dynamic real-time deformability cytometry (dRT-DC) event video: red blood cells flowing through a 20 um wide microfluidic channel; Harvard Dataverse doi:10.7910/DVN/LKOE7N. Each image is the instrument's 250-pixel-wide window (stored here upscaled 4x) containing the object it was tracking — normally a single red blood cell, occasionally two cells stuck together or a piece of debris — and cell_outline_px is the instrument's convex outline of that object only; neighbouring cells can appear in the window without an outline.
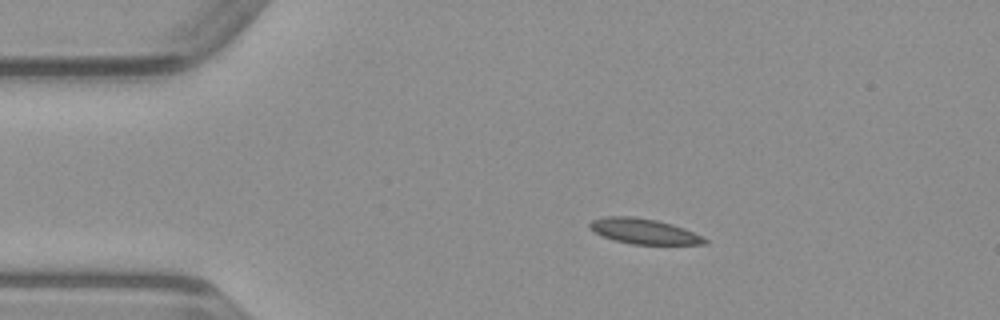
{"species": "common noctule bat (a hibernating species)", "species_latin": "Nyctalus noctula", "temperature_condition": "warm", "stored_images_in_passage": 41, "camera_frame_rate_fps": 3000, "um_per_image_px": 0.085, "animal": {"sex": "male", "body_mass_g": 23.1, "forearm_length_mm": 52.7}, "frame": {"image": 1, "passage_image": 1, "time_ms": 0.0, "image_size_px": [1000, 320], "cell_outline_px": [[708, 244], [632, 244], [616, 240], [604, 236], [588, 228], [588, 224], [592, 220], [604, 216], [632, 216], [656, 220], [672, 224], [684, 228], [704, 236], [708, 240]], "centroid_in_image_um": [54.76, 19.65], "position_along_channel_um": 30.2, "area_um2": 16.94}}
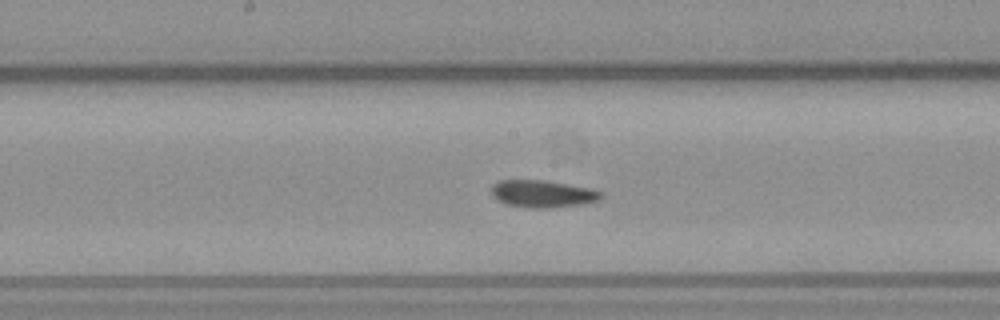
{"frame": {"image": 2, "passage_image": 17, "time_ms": 5.333, "image_size_px": [1000, 320], "cell_outline_px": [[604, 196], [600, 200], [584, 204], [548, 208], [528, 208], [508, 204], [492, 196], [492, 184], [500, 180], [540, 180], [588, 188], [600, 192]], "centroid_in_image_um": [46.12, 16.48], "position_along_channel_um": 202.1, "area_um2": 17.17}}
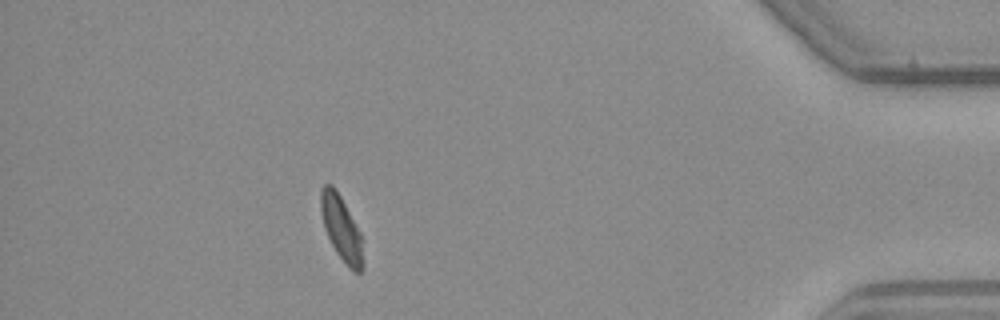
{"frame": {"image": 3, "passage_image": 36, "time_ms": 11.667, "image_size_px": [1000, 320], "cell_outline_px": [[364, 268], [360, 272], [352, 272], [348, 268], [336, 252], [324, 228], [320, 208], [320, 192], [324, 184], [332, 184], [336, 188], [360, 232], [364, 264]], "centroid_in_image_um": [29.02, 19.43], "position_along_channel_um": 406.2, "area_um2": 15.95}}